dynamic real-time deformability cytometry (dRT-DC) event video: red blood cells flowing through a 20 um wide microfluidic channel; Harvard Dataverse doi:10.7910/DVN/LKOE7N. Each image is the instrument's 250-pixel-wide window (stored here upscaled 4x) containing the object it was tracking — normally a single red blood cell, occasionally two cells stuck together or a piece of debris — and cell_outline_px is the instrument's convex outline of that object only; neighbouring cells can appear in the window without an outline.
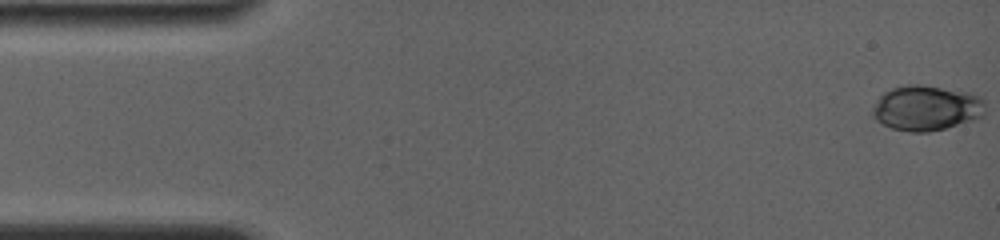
{"species": "common noctule bat (a hibernating species)", "species_latin": "Nyctalus noctula", "temperature_condition": "room temperature", "stored_images_in_passage": 70, "camera_frame_rate_fps": 4000, "um_per_image_px": 0.085, "animal": {"sex": "female", "body_mass_g": 19.0, "forearm_length_mm": 56.7}, "frame": {"image": 1, "passage_image": 1, "time_ms": 0.0, "image_size_px": [1000, 240], "cell_outline_px": [[984, 116], [972, 120], [944, 128], [928, 132], [908, 132], [892, 128], [876, 120], [872, 116], [872, 108], [880, 96], [884, 92], [892, 88], [908, 84], [920, 84], [968, 92], [980, 96], [984, 100]], "centroid_in_image_um": [78.73, 9.17], "position_along_channel_um": 6.3, "area_um2": 29.65}}
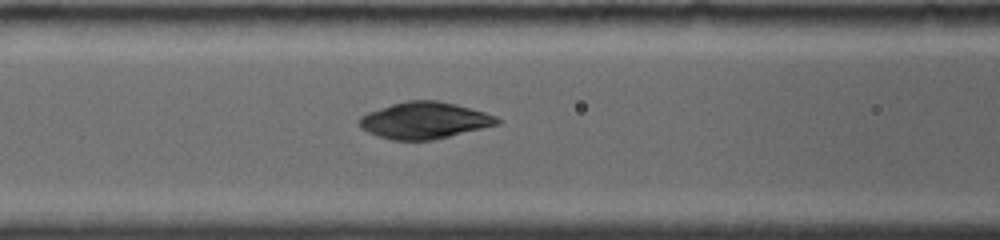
{"frame": {"image": 2, "passage_image": 32, "time_ms": 6.5, "image_size_px": [1000, 240], "cell_outline_px": [[500, 124], [432, 140], [392, 140], [368, 132], [360, 128], [360, 116], [368, 112], [392, 104], [408, 100], [436, 100], [456, 104], [484, 112], [496, 116], [500, 120]], "centroid_in_image_um": [36.08, 10.23], "position_along_channel_um": 130.5, "area_um2": 29.19}}
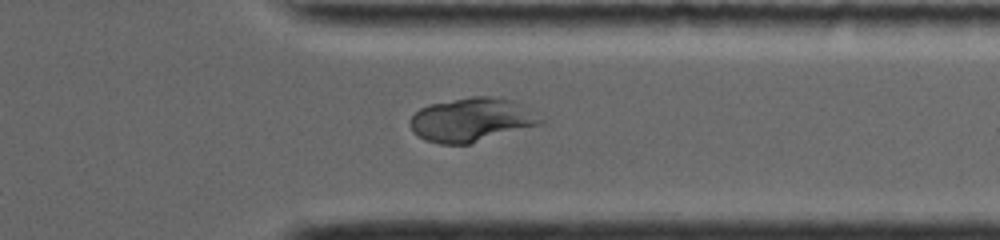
{"frame": {"image": 3, "passage_image": 58, "time_ms": 12.75, "image_size_px": [1000, 240], "cell_outline_px": [[544, 124], [468, 144], [440, 144], [424, 140], [412, 132], [408, 124], [408, 120], [420, 108], [428, 104], [472, 96], [492, 96], [512, 100], [520, 104], [544, 120]], "centroid_in_image_um": [40.04, 10.19], "position_along_channel_um": 371.4, "area_um2": 33.47}, "authors_computed_cell_mechanics": {"area_um2": 29.7381, "velocity_mm_per_s": 3.8514, "shape_relaxation_time_tau1_ms": 9.2006, "shape_relaxation_time_tau2_ms": null, "deformation_change_tau1": 0.1535, "deformation_change_tau2": null}}